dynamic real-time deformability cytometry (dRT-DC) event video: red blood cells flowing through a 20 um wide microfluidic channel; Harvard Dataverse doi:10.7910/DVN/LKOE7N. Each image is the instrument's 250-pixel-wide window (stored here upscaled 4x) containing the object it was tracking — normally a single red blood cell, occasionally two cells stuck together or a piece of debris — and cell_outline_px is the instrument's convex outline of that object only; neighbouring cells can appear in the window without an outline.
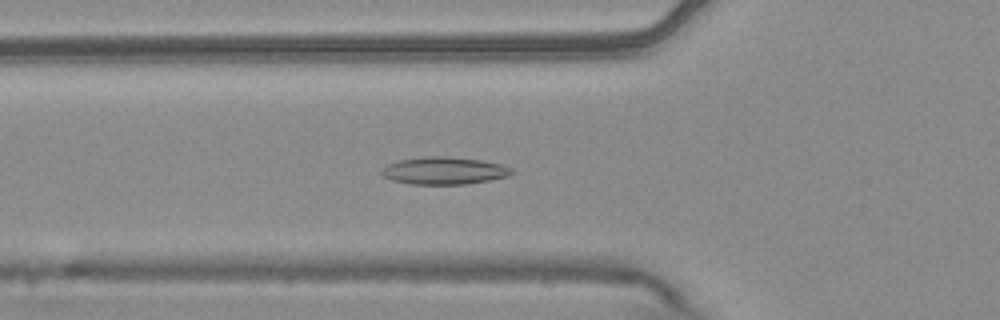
{"species": "common noctule bat (a hibernating species)", "species_latin": "Nyctalus noctula", "temperature_condition": "warm", "stored_images_in_passage": 43, "camera_frame_rate_fps": 3000, "um_per_image_px": 0.085, "animal": {"sex": "male", "body_mass_g": 20.4}, "frame": {"image": 1, "passage_image": 8, "time_ms": 2.333, "image_size_px": [1000, 320], "cell_outline_px": [[516, 172], [508, 176], [488, 180], [464, 184], [412, 184], [392, 180], [384, 176], [380, 172], [380, 168], [388, 164], [400, 160], [424, 156], [448, 156], [484, 160], [500, 164], [512, 168]], "centroid_in_image_um": [37.76, 14.49], "position_along_channel_um": 88.0, "area_um2": 20.87}}
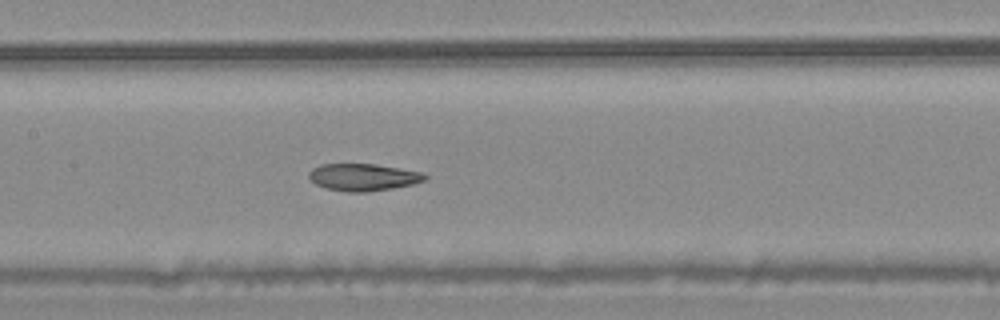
{"frame": {"image": 2, "passage_image": 15, "time_ms": 4.667, "image_size_px": [1000, 320], "cell_outline_px": [[428, 176], [424, 180], [412, 184], [392, 188], [368, 192], [348, 192], [328, 188], [316, 184], [308, 176], [308, 172], [312, 168], [320, 164], [376, 164], [400, 168], [420, 172]], "centroid_in_image_um": [30.85, 15.05], "position_along_channel_um": 176.5, "area_um2": 18.21}}
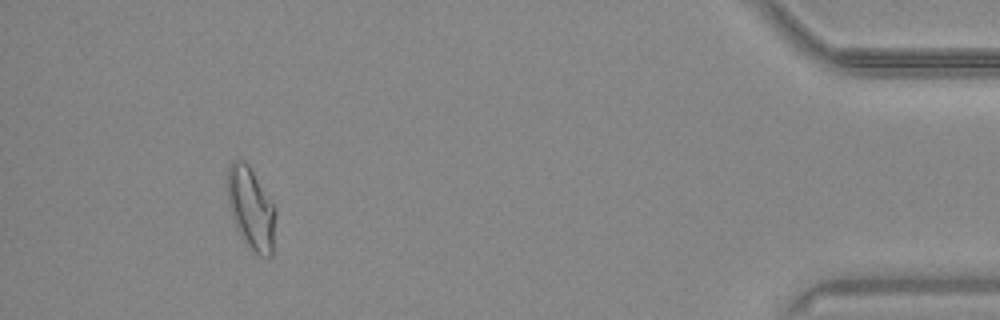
{"frame": {"image": 3, "passage_image": 39, "time_ms": 12.667, "image_size_px": [1000, 320], "cell_outline_px": [[276, 212], [272, 256], [260, 256], [252, 252], [244, 244], [240, 236], [232, 216], [228, 200], [228, 168], [232, 160], [244, 160], [248, 164], [276, 208]], "centroid_in_image_um": [21.35, 17.76], "position_along_channel_um": 413.9, "area_um2": 23.06}, "authors_computed_cell_mechanics": {"area_um2": 19.363, "velocity_mm_per_s": 3.751, "shape_relaxation_time_tau1_ms": null, "shape_relaxation_time_tau2_ms": 2.6611, "deformation_change_tau1": null, "deformation_change_tau2": 0.0892}}